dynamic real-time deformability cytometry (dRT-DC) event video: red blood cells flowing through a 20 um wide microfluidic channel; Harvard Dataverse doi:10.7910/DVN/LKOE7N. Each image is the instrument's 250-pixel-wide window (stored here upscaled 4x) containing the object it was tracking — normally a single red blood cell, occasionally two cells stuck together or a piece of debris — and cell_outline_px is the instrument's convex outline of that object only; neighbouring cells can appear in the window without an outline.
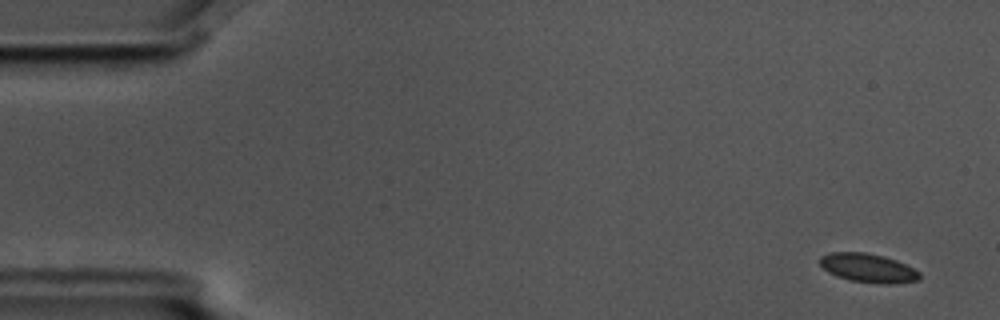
{"species": "common noctule bat (a hibernating species)", "species_latin": "Nyctalus noctula", "temperature_condition": "cold", "stored_images_in_passage": 57, "camera_frame_rate_fps": 3000, "um_per_image_px": 0.085, "animal": {"sex": "male", "body_mass_g": 17.5, "forearm_length_mm": 52.3}, "frame": {"image": 1, "passage_image": 3, "time_ms": 0.667, "image_size_px": [1000, 320], "cell_outline_px": [[920, 280], [892, 284], [884, 284], [852, 280], [836, 276], [828, 272], [820, 264], [820, 256], [828, 252], [864, 252], [884, 256], [896, 260], [920, 272]], "centroid_in_image_um": [73.78, 22.77], "position_along_channel_um": 11.2, "area_um2": 16.7}}
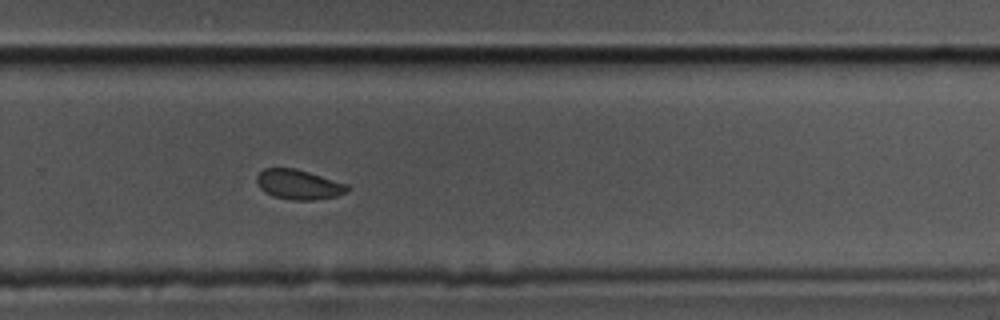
{"frame": {"image": 2, "passage_image": 38, "time_ms": 12.333, "image_size_px": [1000, 320], "cell_outline_px": [[352, 188], [348, 192], [336, 196], [312, 200], [292, 200], [272, 196], [264, 192], [256, 184], [256, 176], [264, 168], [296, 168], [348, 184]], "centroid_in_image_um": [25.39, 15.68], "position_along_channel_um": 304.4, "area_um2": 15.95}}
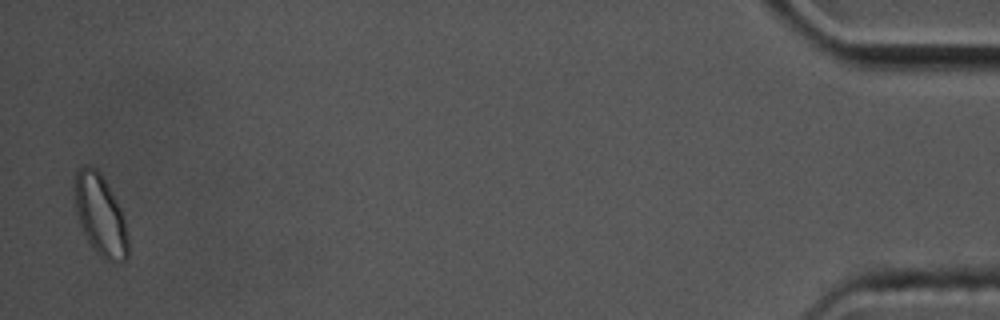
{"frame": {"image": 3, "passage_image": 56, "time_ms": 18.333, "image_size_px": [1000, 320], "cell_outline_px": [[128, 260], [112, 264], [104, 260], [92, 248], [80, 224], [76, 212], [76, 172], [84, 164], [88, 164], [96, 168], [100, 172], [120, 208], [124, 216], [128, 240]], "centroid_in_image_um": [8.56, 18.35], "position_along_channel_um": 426.6, "area_um2": 25.09}, "authors_computed_cell_mechanics": {"area_um2": 16.6464, "velocity_mm_per_s": 3.5586, "shape_relaxation_time_tau1_ms": 3.4755, "shape_relaxation_time_tau2_ms": 0.8801, "deformation_change_tau1": 0.1052, "deformation_change_tau2": 0.0443}}